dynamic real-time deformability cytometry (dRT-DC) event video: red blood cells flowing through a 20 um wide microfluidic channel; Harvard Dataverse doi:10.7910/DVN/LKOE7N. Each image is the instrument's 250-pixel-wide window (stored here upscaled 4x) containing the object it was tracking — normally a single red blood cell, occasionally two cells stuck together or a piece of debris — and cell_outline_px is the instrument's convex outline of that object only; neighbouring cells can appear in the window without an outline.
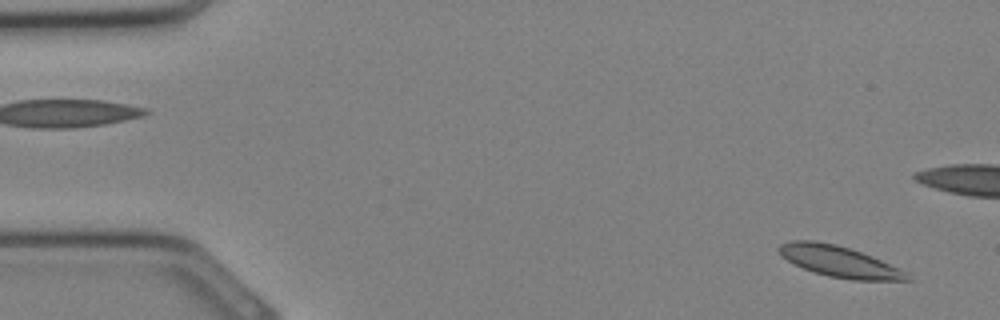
{"species": "Egyptian fruit bat (a non-hibernating species)", "species_latin": "Rousettus aegyptiacus", "temperature_condition": "cold", "stored_images_in_passage": 33, "camera_frame_rate_fps": 3000, "um_per_image_px": 0.085, "animal": {"sex": "female"}, "frame": {"image": 1, "passage_image": 1, "time_ms": 0.0, "image_size_px": [1000, 320], "cell_outline_px": [[912, 280], [852, 280], [828, 276], [804, 268], [780, 256], [776, 248], [780, 244], [792, 240], [812, 240], [836, 244], [872, 256], [908, 272]], "centroid_in_image_um": [71.33, 22.22], "position_along_channel_um": 13.7, "area_um2": 23.06}}
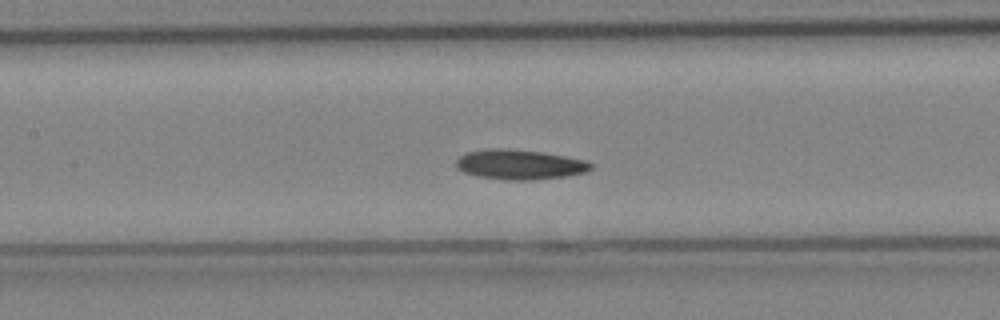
{"frame": {"image": 2, "passage_image": 14, "time_ms": 4.333, "image_size_px": [1000, 320], "cell_outline_px": [[596, 164], [592, 168], [584, 172], [568, 176], [532, 180], [504, 180], [480, 176], [464, 172], [456, 168], [456, 160], [460, 156], [468, 152], [488, 148], [504, 148], [544, 152], [584, 160]], "centroid_in_image_um": [44.19, 13.98], "position_along_channel_um": 163.2, "area_um2": 23.52}}
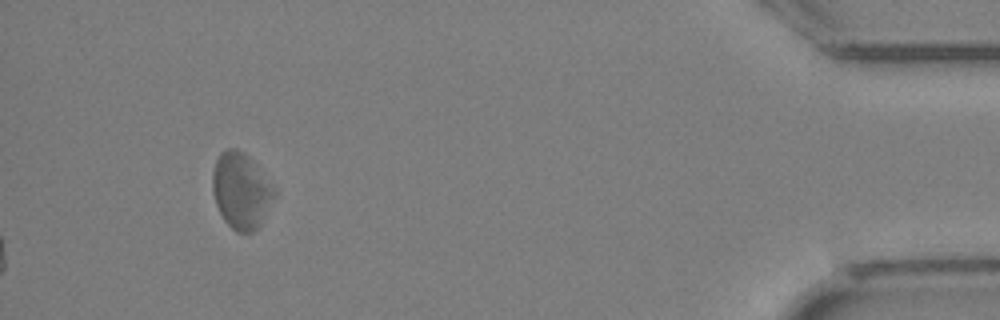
{"frame": {"image": 3, "passage_image": 33, "time_ms": 10.667, "image_size_px": [1000, 320], "cell_outline_px": [[276, 196], [260, 224], [252, 232], [236, 232], [224, 220], [216, 204], [212, 192], [212, 172], [216, 160], [220, 152], [228, 148], [236, 148], [244, 152], [252, 160], [276, 192]], "centroid_in_image_um": [20.46, 16.2], "position_along_channel_um": 414.7, "area_um2": 27.11}}